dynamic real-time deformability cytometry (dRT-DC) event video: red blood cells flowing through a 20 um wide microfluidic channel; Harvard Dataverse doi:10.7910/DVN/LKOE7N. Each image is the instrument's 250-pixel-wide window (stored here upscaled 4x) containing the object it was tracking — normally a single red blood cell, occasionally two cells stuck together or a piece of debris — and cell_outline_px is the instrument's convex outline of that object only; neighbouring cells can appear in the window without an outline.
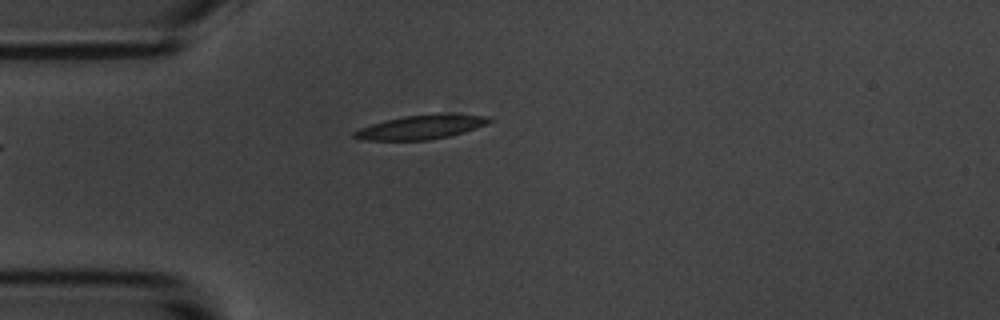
{"species": "common noctule bat (a hibernating species)", "species_latin": "Nyctalus noctula", "temperature_condition": "room temperature", "stored_images_in_passage": 5, "camera_frame_rate_fps": 3000, "um_per_image_px": 0.085, "animal": {"sex": "male", "body_mass_g": 20.1, "forearm_length_mm": 53.5}, "frame": {"image": 1, "passage_image": 5, "time_ms": 4.667, "image_size_px": [1000, 320], "cell_outline_px": [[492, 120], [488, 124], [476, 128], [448, 136], [428, 140], [360, 140], [352, 136], [352, 132], [360, 128], [384, 120], [404, 116], [488, 116]], "centroid_in_image_um": [35.66, 10.85], "position_along_channel_um": 49.3, "area_um2": 17.98}}